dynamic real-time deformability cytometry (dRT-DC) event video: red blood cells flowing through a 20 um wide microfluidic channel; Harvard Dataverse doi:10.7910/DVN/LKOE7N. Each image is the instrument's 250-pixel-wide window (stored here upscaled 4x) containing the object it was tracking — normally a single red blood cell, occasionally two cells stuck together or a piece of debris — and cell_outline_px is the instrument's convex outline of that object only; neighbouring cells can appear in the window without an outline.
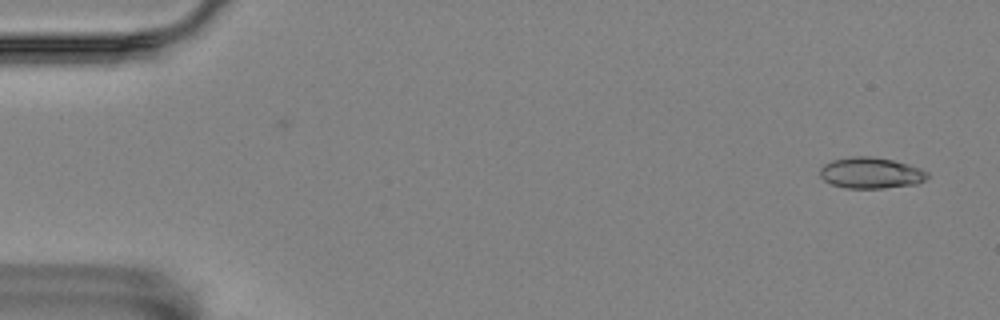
{"species": "Egyptian fruit bat (a non-hibernating species)", "species_latin": "Rousettus aegyptiacus", "temperature_condition": "room temperature", "stored_images_in_passage": 6, "camera_frame_rate_fps": 3000, "um_per_image_px": 0.085, "animal": {"sex": "female"}, "frame": {"image": 1, "passage_image": 1, "time_ms": 0.0, "image_size_px": [1000, 320], "cell_outline_px": [[928, 176], [924, 180], [916, 184], [884, 188], [848, 188], [832, 184], [824, 180], [820, 176], [820, 168], [824, 164], [832, 160], [852, 156], [872, 156], [892, 160], [908, 164], [920, 168], [928, 172]], "centroid_in_image_um": [74.02, 14.69], "position_along_channel_um": 11.0, "area_um2": 19.42}}